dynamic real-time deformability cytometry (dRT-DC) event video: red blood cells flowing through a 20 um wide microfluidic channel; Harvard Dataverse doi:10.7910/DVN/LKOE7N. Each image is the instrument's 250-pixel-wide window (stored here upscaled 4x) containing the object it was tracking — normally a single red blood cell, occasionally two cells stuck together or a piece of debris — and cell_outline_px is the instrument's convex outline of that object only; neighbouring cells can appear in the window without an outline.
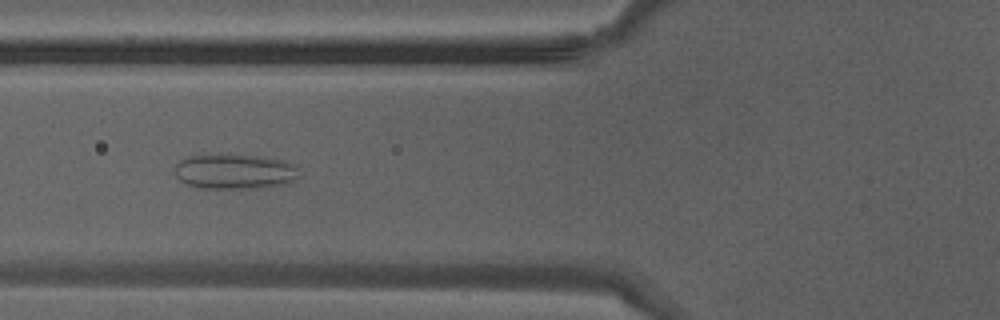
{"species": "Egyptian fruit bat (a non-hibernating species)", "species_latin": "Rousettus aegyptiacus", "temperature_condition": "warm", "stored_images_in_passage": 41, "camera_frame_rate_fps": 3000, "um_per_image_px": 0.085, "animal": {"sex": "male"}, "frame": {"image": 1, "passage_image": 16, "time_ms": 5.0, "image_size_px": [1000, 320], "cell_outline_px": [[300, 176], [292, 184], [256, 188], [200, 188], [188, 184], [180, 180], [172, 172], [172, 168], [180, 160], [188, 156], [220, 152], [284, 160], [296, 164]], "centroid_in_image_um": [19.95, 14.56], "position_along_channel_um": 105.9, "area_um2": 26.36}}
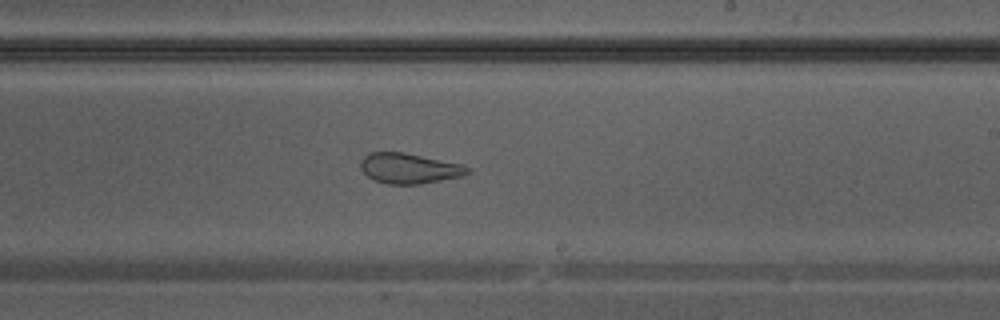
{"frame": {"image": 2, "passage_image": 25, "time_ms": 8.0, "image_size_px": [1000, 320], "cell_outline_px": [[472, 172], [464, 176], [420, 184], [384, 184], [368, 176], [360, 168], [360, 160], [368, 152], [404, 152], [464, 164]], "centroid_in_image_um": [34.8, 14.3], "position_along_channel_um": 254.2, "area_um2": 19.13}}
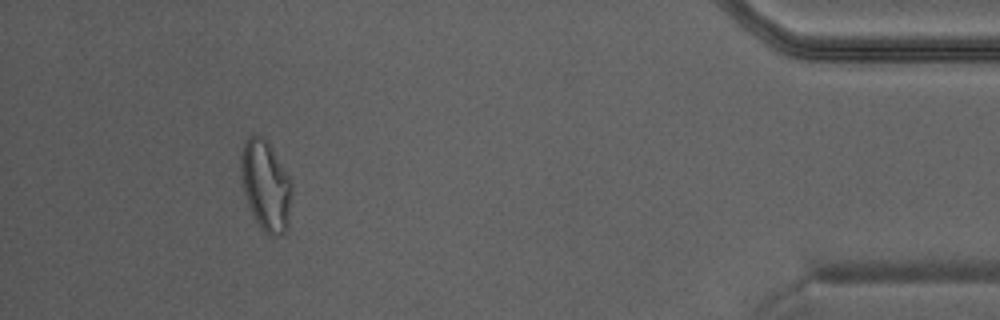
{"frame": {"image": 3, "passage_image": 38, "time_ms": 12.333, "image_size_px": [1000, 320], "cell_outline_px": [[292, 196], [288, 228], [280, 236], [272, 236], [264, 232], [260, 228], [252, 216], [244, 192], [240, 172], [240, 156], [244, 140], [252, 132], [264, 136], [272, 148], [292, 180]], "centroid_in_image_um": [22.59, 15.75], "position_along_channel_um": 412.6, "area_um2": 27.57}}